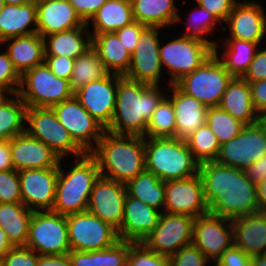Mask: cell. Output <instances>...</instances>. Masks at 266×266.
Here are the masks:
<instances>
[{
    "instance_id": "1",
    "label": "cell",
    "mask_w": 266,
    "mask_h": 266,
    "mask_svg": "<svg viewBox=\"0 0 266 266\" xmlns=\"http://www.w3.org/2000/svg\"><path fill=\"white\" fill-rule=\"evenodd\" d=\"M209 213L234 220L260 212L257 186L239 168L216 161L200 163Z\"/></svg>"
},
{
    "instance_id": "2",
    "label": "cell",
    "mask_w": 266,
    "mask_h": 266,
    "mask_svg": "<svg viewBox=\"0 0 266 266\" xmlns=\"http://www.w3.org/2000/svg\"><path fill=\"white\" fill-rule=\"evenodd\" d=\"M166 86L148 85L117 74L114 115L106 131L117 135L144 136L152 114L167 94Z\"/></svg>"
},
{
    "instance_id": "3",
    "label": "cell",
    "mask_w": 266,
    "mask_h": 266,
    "mask_svg": "<svg viewBox=\"0 0 266 266\" xmlns=\"http://www.w3.org/2000/svg\"><path fill=\"white\" fill-rule=\"evenodd\" d=\"M89 154L96 160L101 176L123 184L146 169L144 136L105 131Z\"/></svg>"
},
{
    "instance_id": "4",
    "label": "cell",
    "mask_w": 266,
    "mask_h": 266,
    "mask_svg": "<svg viewBox=\"0 0 266 266\" xmlns=\"http://www.w3.org/2000/svg\"><path fill=\"white\" fill-rule=\"evenodd\" d=\"M64 160L61 159L59 163L52 211L67 216L87 211L89 197L96 180L100 177V171L96 160L89 153L73 158V162H69L71 165L66 166L67 171L63 168L66 165Z\"/></svg>"
},
{
    "instance_id": "5",
    "label": "cell",
    "mask_w": 266,
    "mask_h": 266,
    "mask_svg": "<svg viewBox=\"0 0 266 266\" xmlns=\"http://www.w3.org/2000/svg\"><path fill=\"white\" fill-rule=\"evenodd\" d=\"M145 166L161 181L187 179L198 175L200 162L178 137L145 138Z\"/></svg>"
},
{
    "instance_id": "6",
    "label": "cell",
    "mask_w": 266,
    "mask_h": 266,
    "mask_svg": "<svg viewBox=\"0 0 266 266\" xmlns=\"http://www.w3.org/2000/svg\"><path fill=\"white\" fill-rule=\"evenodd\" d=\"M180 36V37H179ZM176 35L168 42L160 43V60L168 73L169 85L176 84L190 74L214 54V47L201 40Z\"/></svg>"
},
{
    "instance_id": "7",
    "label": "cell",
    "mask_w": 266,
    "mask_h": 266,
    "mask_svg": "<svg viewBox=\"0 0 266 266\" xmlns=\"http://www.w3.org/2000/svg\"><path fill=\"white\" fill-rule=\"evenodd\" d=\"M27 108H52L71 98L70 82L56 77L45 63L35 66L21 76L17 93Z\"/></svg>"
},
{
    "instance_id": "8",
    "label": "cell",
    "mask_w": 266,
    "mask_h": 266,
    "mask_svg": "<svg viewBox=\"0 0 266 266\" xmlns=\"http://www.w3.org/2000/svg\"><path fill=\"white\" fill-rule=\"evenodd\" d=\"M233 76L213 54L201 66L184 76L176 85L186 94L193 96L206 107L219 106L222 95Z\"/></svg>"
},
{
    "instance_id": "9",
    "label": "cell",
    "mask_w": 266,
    "mask_h": 266,
    "mask_svg": "<svg viewBox=\"0 0 266 266\" xmlns=\"http://www.w3.org/2000/svg\"><path fill=\"white\" fill-rule=\"evenodd\" d=\"M26 132L50 147L60 159L79 158L86 154L59 122L52 108H27Z\"/></svg>"
},
{
    "instance_id": "10",
    "label": "cell",
    "mask_w": 266,
    "mask_h": 266,
    "mask_svg": "<svg viewBox=\"0 0 266 266\" xmlns=\"http://www.w3.org/2000/svg\"><path fill=\"white\" fill-rule=\"evenodd\" d=\"M25 247L39 255L68 254L71 246L66 216L53 211L33 212Z\"/></svg>"
},
{
    "instance_id": "11",
    "label": "cell",
    "mask_w": 266,
    "mask_h": 266,
    "mask_svg": "<svg viewBox=\"0 0 266 266\" xmlns=\"http://www.w3.org/2000/svg\"><path fill=\"white\" fill-rule=\"evenodd\" d=\"M162 29L160 27H146L142 31L137 46L131 54L128 71L123 75L125 78L148 85H162L161 83L167 80L165 83L169 85V78L166 79L163 76L165 72H163L159 53L160 39L163 40Z\"/></svg>"
},
{
    "instance_id": "12",
    "label": "cell",
    "mask_w": 266,
    "mask_h": 266,
    "mask_svg": "<svg viewBox=\"0 0 266 266\" xmlns=\"http://www.w3.org/2000/svg\"><path fill=\"white\" fill-rule=\"evenodd\" d=\"M71 250L98 251L119 241L118 231L88 211L66 216Z\"/></svg>"
},
{
    "instance_id": "13",
    "label": "cell",
    "mask_w": 266,
    "mask_h": 266,
    "mask_svg": "<svg viewBox=\"0 0 266 266\" xmlns=\"http://www.w3.org/2000/svg\"><path fill=\"white\" fill-rule=\"evenodd\" d=\"M52 109L59 122L85 153H90L95 148L106 131L74 95L53 106Z\"/></svg>"
},
{
    "instance_id": "14",
    "label": "cell",
    "mask_w": 266,
    "mask_h": 266,
    "mask_svg": "<svg viewBox=\"0 0 266 266\" xmlns=\"http://www.w3.org/2000/svg\"><path fill=\"white\" fill-rule=\"evenodd\" d=\"M193 221L188 215L163 212L156 228L142 243L149 250L170 257L192 244Z\"/></svg>"
},
{
    "instance_id": "15",
    "label": "cell",
    "mask_w": 266,
    "mask_h": 266,
    "mask_svg": "<svg viewBox=\"0 0 266 266\" xmlns=\"http://www.w3.org/2000/svg\"><path fill=\"white\" fill-rule=\"evenodd\" d=\"M192 244L214 265L234 244L231 220L211 213L194 218Z\"/></svg>"
},
{
    "instance_id": "16",
    "label": "cell",
    "mask_w": 266,
    "mask_h": 266,
    "mask_svg": "<svg viewBox=\"0 0 266 266\" xmlns=\"http://www.w3.org/2000/svg\"><path fill=\"white\" fill-rule=\"evenodd\" d=\"M163 212L183 214L193 218L209 213L200 174L187 179L165 182Z\"/></svg>"
},
{
    "instance_id": "17",
    "label": "cell",
    "mask_w": 266,
    "mask_h": 266,
    "mask_svg": "<svg viewBox=\"0 0 266 266\" xmlns=\"http://www.w3.org/2000/svg\"><path fill=\"white\" fill-rule=\"evenodd\" d=\"M22 203L31 211H52L59 167L18 171Z\"/></svg>"
},
{
    "instance_id": "18",
    "label": "cell",
    "mask_w": 266,
    "mask_h": 266,
    "mask_svg": "<svg viewBox=\"0 0 266 266\" xmlns=\"http://www.w3.org/2000/svg\"><path fill=\"white\" fill-rule=\"evenodd\" d=\"M126 195V184L100 175L91 191L87 211L119 231Z\"/></svg>"
},
{
    "instance_id": "19",
    "label": "cell",
    "mask_w": 266,
    "mask_h": 266,
    "mask_svg": "<svg viewBox=\"0 0 266 266\" xmlns=\"http://www.w3.org/2000/svg\"><path fill=\"white\" fill-rule=\"evenodd\" d=\"M263 7L261 3L253 0L238 1L224 23L226 26L221 27V34L227 30L229 33L228 37H223L259 44L265 41L266 13Z\"/></svg>"
},
{
    "instance_id": "20",
    "label": "cell",
    "mask_w": 266,
    "mask_h": 266,
    "mask_svg": "<svg viewBox=\"0 0 266 266\" xmlns=\"http://www.w3.org/2000/svg\"><path fill=\"white\" fill-rule=\"evenodd\" d=\"M117 94V74L91 81L74 92L80 104L105 129L110 126L114 115Z\"/></svg>"
},
{
    "instance_id": "21",
    "label": "cell",
    "mask_w": 266,
    "mask_h": 266,
    "mask_svg": "<svg viewBox=\"0 0 266 266\" xmlns=\"http://www.w3.org/2000/svg\"><path fill=\"white\" fill-rule=\"evenodd\" d=\"M162 212L131 197L128 193L124 201V216L118 231L120 240L142 243L156 228Z\"/></svg>"
},
{
    "instance_id": "22",
    "label": "cell",
    "mask_w": 266,
    "mask_h": 266,
    "mask_svg": "<svg viewBox=\"0 0 266 266\" xmlns=\"http://www.w3.org/2000/svg\"><path fill=\"white\" fill-rule=\"evenodd\" d=\"M13 167L16 171L59 167V156L46 144L27 132L10 139Z\"/></svg>"
},
{
    "instance_id": "23",
    "label": "cell",
    "mask_w": 266,
    "mask_h": 266,
    "mask_svg": "<svg viewBox=\"0 0 266 266\" xmlns=\"http://www.w3.org/2000/svg\"><path fill=\"white\" fill-rule=\"evenodd\" d=\"M37 33L50 34L87 27L68 0H36Z\"/></svg>"
},
{
    "instance_id": "24",
    "label": "cell",
    "mask_w": 266,
    "mask_h": 266,
    "mask_svg": "<svg viewBox=\"0 0 266 266\" xmlns=\"http://www.w3.org/2000/svg\"><path fill=\"white\" fill-rule=\"evenodd\" d=\"M176 122V137L186 140L206 123L207 108L202 102L183 92L176 84L168 85ZM170 92V93H169Z\"/></svg>"
},
{
    "instance_id": "25",
    "label": "cell",
    "mask_w": 266,
    "mask_h": 266,
    "mask_svg": "<svg viewBox=\"0 0 266 266\" xmlns=\"http://www.w3.org/2000/svg\"><path fill=\"white\" fill-rule=\"evenodd\" d=\"M0 45L6 49L13 67L20 76L44 63V38L38 33L10 38Z\"/></svg>"
},
{
    "instance_id": "26",
    "label": "cell",
    "mask_w": 266,
    "mask_h": 266,
    "mask_svg": "<svg viewBox=\"0 0 266 266\" xmlns=\"http://www.w3.org/2000/svg\"><path fill=\"white\" fill-rule=\"evenodd\" d=\"M234 245L250 257L266 255V213L258 212L231 220Z\"/></svg>"
},
{
    "instance_id": "27",
    "label": "cell",
    "mask_w": 266,
    "mask_h": 266,
    "mask_svg": "<svg viewBox=\"0 0 266 266\" xmlns=\"http://www.w3.org/2000/svg\"><path fill=\"white\" fill-rule=\"evenodd\" d=\"M130 2L134 21L147 27H160L165 30L183 22L176 0H130Z\"/></svg>"
},
{
    "instance_id": "28",
    "label": "cell",
    "mask_w": 266,
    "mask_h": 266,
    "mask_svg": "<svg viewBox=\"0 0 266 266\" xmlns=\"http://www.w3.org/2000/svg\"><path fill=\"white\" fill-rule=\"evenodd\" d=\"M219 107L245 125L256 124L262 119L253 107L251 89L243 78H232L222 95Z\"/></svg>"
},
{
    "instance_id": "29",
    "label": "cell",
    "mask_w": 266,
    "mask_h": 266,
    "mask_svg": "<svg viewBox=\"0 0 266 266\" xmlns=\"http://www.w3.org/2000/svg\"><path fill=\"white\" fill-rule=\"evenodd\" d=\"M33 33H37L36 0L23 5L5 4L0 13V43Z\"/></svg>"
},
{
    "instance_id": "30",
    "label": "cell",
    "mask_w": 266,
    "mask_h": 266,
    "mask_svg": "<svg viewBox=\"0 0 266 266\" xmlns=\"http://www.w3.org/2000/svg\"><path fill=\"white\" fill-rule=\"evenodd\" d=\"M216 40L214 54L233 77L242 78L261 44L234 38H222L223 41L220 43L218 39ZM219 47L222 49L221 52Z\"/></svg>"
},
{
    "instance_id": "31",
    "label": "cell",
    "mask_w": 266,
    "mask_h": 266,
    "mask_svg": "<svg viewBox=\"0 0 266 266\" xmlns=\"http://www.w3.org/2000/svg\"><path fill=\"white\" fill-rule=\"evenodd\" d=\"M92 47L88 27H77L44 37V56H65L76 59Z\"/></svg>"
},
{
    "instance_id": "32",
    "label": "cell",
    "mask_w": 266,
    "mask_h": 266,
    "mask_svg": "<svg viewBox=\"0 0 266 266\" xmlns=\"http://www.w3.org/2000/svg\"><path fill=\"white\" fill-rule=\"evenodd\" d=\"M132 22L134 18L130 0H107L87 23V27L91 34H102L116 32Z\"/></svg>"
},
{
    "instance_id": "33",
    "label": "cell",
    "mask_w": 266,
    "mask_h": 266,
    "mask_svg": "<svg viewBox=\"0 0 266 266\" xmlns=\"http://www.w3.org/2000/svg\"><path fill=\"white\" fill-rule=\"evenodd\" d=\"M92 47L106 69L113 74L123 76L130 66L131 54L126 50L115 32L91 34Z\"/></svg>"
},
{
    "instance_id": "34",
    "label": "cell",
    "mask_w": 266,
    "mask_h": 266,
    "mask_svg": "<svg viewBox=\"0 0 266 266\" xmlns=\"http://www.w3.org/2000/svg\"><path fill=\"white\" fill-rule=\"evenodd\" d=\"M33 211L23 203H0V226L15 246H25Z\"/></svg>"
},
{
    "instance_id": "35",
    "label": "cell",
    "mask_w": 266,
    "mask_h": 266,
    "mask_svg": "<svg viewBox=\"0 0 266 266\" xmlns=\"http://www.w3.org/2000/svg\"><path fill=\"white\" fill-rule=\"evenodd\" d=\"M127 193L163 213L165 206V182L153 172L144 170L126 184Z\"/></svg>"
},
{
    "instance_id": "36",
    "label": "cell",
    "mask_w": 266,
    "mask_h": 266,
    "mask_svg": "<svg viewBox=\"0 0 266 266\" xmlns=\"http://www.w3.org/2000/svg\"><path fill=\"white\" fill-rule=\"evenodd\" d=\"M129 242L117 241L104 250L84 252L71 250L68 253L72 266H126Z\"/></svg>"
},
{
    "instance_id": "37",
    "label": "cell",
    "mask_w": 266,
    "mask_h": 266,
    "mask_svg": "<svg viewBox=\"0 0 266 266\" xmlns=\"http://www.w3.org/2000/svg\"><path fill=\"white\" fill-rule=\"evenodd\" d=\"M26 112V104L18 94H7L0 101V140L26 132Z\"/></svg>"
},
{
    "instance_id": "38",
    "label": "cell",
    "mask_w": 266,
    "mask_h": 266,
    "mask_svg": "<svg viewBox=\"0 0 266 266\" xmlns=\"http://www.w3.org/2000/svg\"><path fill=\"white\" fill-rule=\"evenodd\" d=\"M110 72L99 58L97 51L91 47L74 60L73 72L70 78V88L73 92L89 84L91 81L106 77Z\"/></svg>"
},
{
    "instance_id": "39",
    "label": "cell",
    "mask_w": 266,
    "mask_h": 266,
    "mask_svg": "<svg viewBox=\"0 0 266 266\" xmlns=\"http://www.w3.org/2000/svg\"><path fill=\"white\" fill-rule=\"evenodd\" d=\"M187 16L184 17L186 28L184 33H181V36L195 38L215 47L217 41L214 38H208L218 28L217 25H221L215 16L198 4L195 5L194 10L192 9Z\"/></svg>"
},
{
    "instance_id": "40",
    "label": "cell",
    "mask_w": 266,
    "mask_h": 266,
    "mask_svg": "<svg viewBox=\"0 0 266 266\" xmlns=\"http://www.w3.org/2000/svg\"><path fill=\"white\" fill-rule=\"evenodd\" d=\"M145 138L176 137V122L173 104L165 96L158 104L147 124Z\"/></svg>"
},
{
    "instance_id": "41",
    "label": "cell",
    "mask_w": 266,
    "mask_h": 266,
    "mask_svg": "<svg viewBox=\"0 0 266 266\" xmlns=\"http://www.w3.org/2000/svg\"><path fill=\"white\" fill-rule=\"evenodd\" d=\"M185 141L189 150L200 163L217 159L221 145L217 136L206 123Z\"/></svg>"
},
{
    "instance_id": "42",
    "label": "cell",
    "mask_w": 266,
    "mask_h": 266,
    "mask_svg": "<svg viewBox=\"0 0 266 266\" xmlns=\"http://www.w3.org/2000/svg\"><path fill=\"white\" fill-rule=\"evenodd\" d=\"M206 124L217 136L220 145L235 138L245 126L219 106L207 108Z\"/></svg>"
},
{
    "instance_id": "43",
    "label": "cell",
    "mask_w": 266,
    "mask_h": 266,
    "mask_svg": "<svg viewBox=\"0 0 266 266\" xmlns=\"http://www.w3.org/2000/svg\"><path fill=\"white\" fill-rule=\"evenodd\" d=\"M246 163L239 169L247 171L250 166L266 155V118L252 125H245Z\"/></svg>"
},
{
    "instance_id": "44",
    "label": "cell",
    "mask_w": 266,
    "mask_h": 266,
    "mask_svg": "<svg viewBox=\"0 0 266 266\" xmlns=\"http://www.w3.org/2000/svg\"><path fill=\"white\" fill-rule=\"evenodd\" d=\"M215 161L234 168H239L243 163H246L245 126L235 138L220 146Z\"/></svg>"
},
{
    "instance_id": "45",
    "label": "cell",
    "mask_w": 266,
    "mask_h": 266,
    "mask_svg": "<svg viewBox=\"0 0 266 266\" xmlns=\"http://www.w3.org/2000/svg\"><path fill=\"white\" fill-rule=\"evenodd\" d=\"M126 266H169V257L149 250L143 243L129 242Z\"/></svg>"
},
{
    "instance_id": "46",
    "label": "cell",
    "mask_w": 266,
    "mask_h": 266,
    "mask_svg": "<svg viewBox=\"0 0 266 266\" xmlns=\"http://www.w3.org/2000/svg\"><path fill=\"white\" fill-rule=\"evenodd\" d=\"M0 203H22L18 171H0Z\"/></svg>"
},
{
    "instance_id": "47",
    "label": "cell",
    "mask_w": 266,
    "mask_h": 266,
    "mask_svg": "<svg viewBox=\"0 0 266 266\" xmlns=\"http://www.w3.org/2000/svg\"><path fill=\"white\" fill-rule=\"evenodd\" d=\"M0 50V87L7 94H17L21 83V76L13 67L12 61L9 59L5 49L0 46Z\"/></svg>"
},
{
    "instance_id": "48",
    "label": "cell",
    "mask_w": 266,
    "mask_h": 266,
    "mask_svg": "<svg viewBox=\"0 0 266 266\" xmlns=\"http://www.w3.org/2000/svg\"><path fill=\"white\" fill-rule=\"evenodd\" d=\"M210 264L212 265L193 244L181 248L169 257V266H210Z\"/></svg>"
},
{
    "instance_id": "49",
    "label": "cell",
    "mask_w": 266,
    "mask_h": 266,
    "mask_svg": "<svg viewBox=\"0 0 266 266\" xmlns=\"http://www.w3.org/2000/svg\"><path fill=\"white\" fill-rule=\"evenodd\" d=\"M39 254L25 246L13 247L3 258V266H37Z\"/></svg>"
},
{
    "instance_id": "50",
    "label": "cell",
    "mask_w": 266,
    "mask_h": 266,
    "mask_svg": "<svg viewBox=\"0 0 266 266\" xmlns=\"http://www.w3.org/2000/svg\"><path fill=\"white\" fill-rule=\"evenodd\" d=\"M194 4H198L210 13L222 24L226 22L229 14L233 11L238 0H194Z\"/></svg>"
},
{
    "instance_id": "51",
    "label": "cell",
    "mask_w": 266,
    "mask_h": 266,
    "mask_svg": "<svg viewBox=\"0 0 266 266\" xmlns=\"http://www.w3.org/2000/svg\"><path fill=\"white\" fill-rule=\"evenodd\" d=\"M74 60L65 56H44V63L56 77L70 81Z\"/></svg>"
},
{
    "instance_id": "52",
    "label": "cell",
    "mask_w": 266,
    "mask_h": 266,
    "mask_svg": "<svg viewBox=\"0 0 266 266\" xmlns=\"http://www.w3.org/2000/svg\"><path fill=\"white\" fill-rule=\"evenodd\" d=\"M146 27H147L146 25L134 21L131 24L119 29L115 33L117 34L119 40L124 45L126 50L130 54H132L137 46L142 31Z\"/></svg>"
},
{
    "instance_id": "53",
    "label": "cell",
    "mask_w": 266,
    "mask_h": 266,
    "mask_svg": "<svg viewBox=\"0 0 266 266\" xmlns=\"http://www.w3.org/2000/svg\"><path fill=\"white\" fill-rule=\"evenodd\" d=\"M266 47V46H265ZM257 50L248 71L242 77L248 83L266 79V48Z\"/></svg>"
},
{
    "instance_id": "54",
    "label": "cell",
    "mask_w": 266,
    "mask_h": 266,
    "mask_svg": "<svg viewBox=\"0 0 266 266\" xmlns=\"http://www.w3.org/2000/svg\"><path fill=\"white\" fill-rule=\"evenodd\" d=\"M213 266H250V256L233 244L222 253Z\"/></svg>"
},
{
    "instance_id": "55",
    "label": "cell",
    "mask_w": 266,
    "mask_h": 266,
    "mask_svg": "<svg viewBox=\"0 0 266 266\" xmlns=\"http://www.w3.org/2000/svg\"><path fill=\"white\" fill-rule=\"evenodd\" d=\"M77 15L88 23L107 0H68Z\"/></svg>"
},
{
    "instance_id": "56",
    "label": "cell",
    "mask_w": 266,
    "mask_h": 266,
    "mask_svg": "<svg viewBox=\"0 0 266 266\" xmlns=\"http://www.w3.org/2000/svg\"><path fill=\"white\" fill-rule=\"evenodd\" d=\"M253 107L261 118H266V79L248 83Z\"/></svg>"
},
{
    "instance_id": "57",
    "label": "cell",
    "mask_w": 266,
    "mask_h": 266,
    "mask_svg": "<svg viewBox=\"0 0 266 266\" xmlns=\"http://www.w3.org/2000/svg\"><path fill=\"white\" fill-rule=\"evenodd\" d=\"M245 172L249 180L257 186L266 178V155L254 162Z\"/></svg>"
},
{
    "instance_id": "58",
    "label": "cell",
    "mask_w": 266,
    "mask_h": 266,
    "mask_svg": "<svg viewBox=\"0 0 266 266\" xmlns=\"http://www.w3.org/2000/svg\"><path fill=\"white\" fill-rule=\"evenodd\" d=\"M10 140H0V171L13 170Z\"/></svg>"
},
{
    "instance_id": "59",
    "label": "cell",
    "mask_w": 266,
    "mask_h": 266,
    "mask_svg": "<svg viewBox=\"0 0 266 266\" xmlns=\"http://www.w3.org/2000/svg\"><path fill=\"white\" fill-rule=\"evenodd\" d=\"M37 266H72L68 254L39 255Z\"/></svg>"
},
{
    "instance_id": "60",
    "label": "cell",
    "mask_w": 266,
    "mask_h": 266,
    "mask_svg": "<svg viewBox=\"0 0 266 266\" xmlns=\"http://www.w3.org/2000/svg\"><path fill=\"white\" fill-rule=\"evenodd\" d=\"M14 246L9 241L7 234L0 226V261L3 260L4 256L13 248Z\"/></svg>"
},
{
    "instance_id": "61",
    "label": "cell",
    "mask_w": 266,
    "mask_h": 266,
    "mask_svg": "<svg viewBox=\"0 0 266 266\" xmlns=\"http://www.w3.org/2000/svg\"><path fill=\"white\" fill-rule=\"evenodd\" d=\"M260 212L266 213V178L257 185Z\"/></svg>"
},
{
    "instance_id": "62",
    "label": "cell",
    "mask_w": 266,
    "mask_h": 266,
    "mask_svg": "<svg viewBox=\"0 0 266 266\" xmlns=\"http://www.w3.org/2000/svg\"><path fill=\"white\" fill-rule=\"evenodd\" d=\"M250 266H266V255L251 256Z\"/></svg>"
},
{
    "instance_id": "63",
    "label": "cell",
    "mask_w": 266,
    "mask_h": 266,
    "mask_svg": "<svg viewBox=\"0 0 266 266\" xmlns=\"http://www.w3.org/2000/svg\"><path fill=\"white\" fill-rule=\"evenodd\" d=\"M32 0H4V3L7 5H23Z\"/></svg>"
},
{
    "instance_id": "64",
    "label": "cell",
    "mask_w": 266,
    "mask_h": 266,
    "mask_svg": "<svg viewBox=\"0 0 266 266\" xmlns=\"http://www.w3.org/2000/svg\"><path fill=\"white\" fill-rule=\"evenodd\" d=\"M7 95V93L0 87V101Z\"/></svg>"
},
{
    "instance_id": "65",
    "label": "cell",
    "mask_w": 266,
    "mask_h": 266,
    "mask_svg": "<svg viewBox=\"0 0 266 266\" xmlns=\"http://www.w3.org/2000/svg\"><path fill=\"white\" fill-rule=\"evenodd\" d=\"M4 6H5L4 0H0V13L2 12Z\"/></svg>"
}]
</instances>
